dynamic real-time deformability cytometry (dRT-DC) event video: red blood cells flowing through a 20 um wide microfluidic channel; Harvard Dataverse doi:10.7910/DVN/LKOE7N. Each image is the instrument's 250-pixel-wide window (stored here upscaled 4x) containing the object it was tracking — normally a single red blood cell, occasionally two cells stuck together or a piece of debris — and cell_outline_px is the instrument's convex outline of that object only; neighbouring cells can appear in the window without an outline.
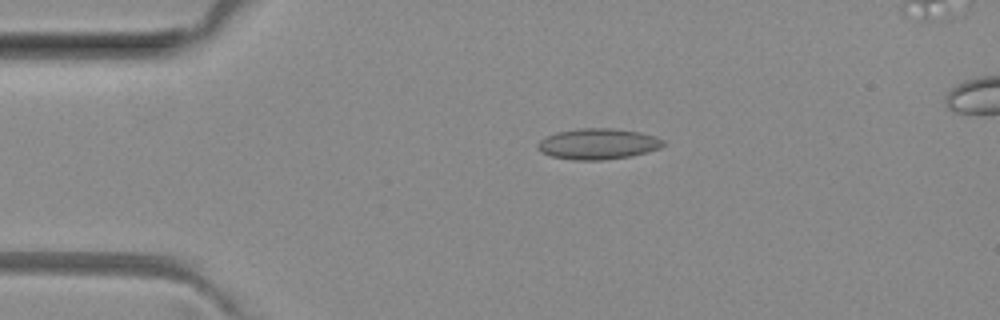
{"species": "common noctule bat (a hibernating species)", "species_latin": "Nyctalus noctula", "temperature_condition": "room temperature", "stored_images_in_passage": 49, "camera_frame_rate_fps": 3000, "um_per_image_px": 0.085, "animal": {"sex": "female", "body_mass_g": 29.2, "forearm_length_mm": 56.3}, "frame": {"image": 1, "passage_image": 10, "time_ms": 3.0, "image_size_px": [1000, 320], "cell_outline_px": [[664, 144], [660, 148], [648, 152], [632, 156], [604, 160], [572, 160], [552, 156], [536, 148], [536, 144], [540, 140], [556, 132], [580, 128], [616, 128], [640, 132], [656, 136], [664, 140]], "centroid_in_image_um": [50.86, 12.23], "position_along_channel_um": 34.1, "area_um2": 22.72}}
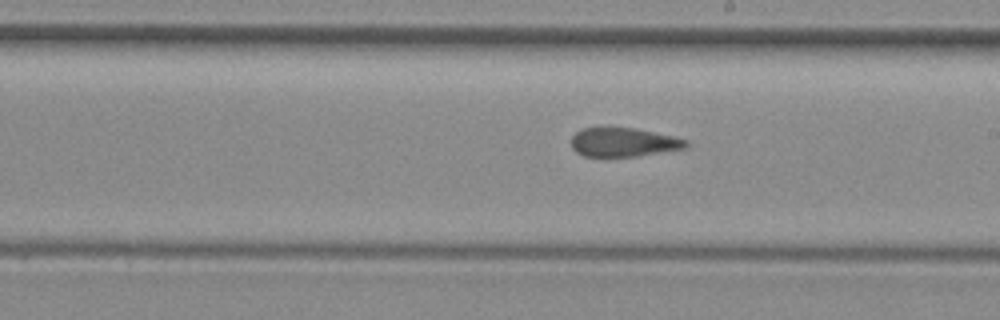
{"frame": {"image": 2, "passage_image": 28, "time_ms": 9.0, "image_size_px": [1000, 320], "cell_outline_px": [[688, 148], [636, 156], [584, 156], [576, 152], [572, 148], [572, 136], [580, 128], [636, 128], [672, 136], [688, 140]], "centroid_in_image_um": [53.01, 12.09], "position_along_channel_um": 236.0, "area_um2": 19.25}}
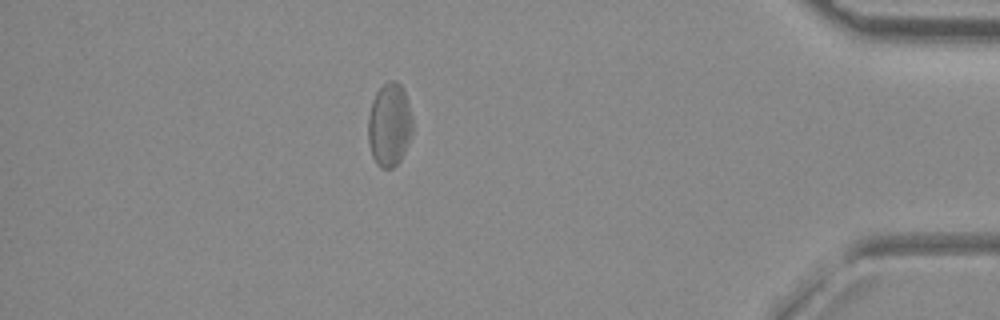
{"frame": {"image": 3, "passage_image": 44, "time_ms": 14.333, "image_size_px": [1000, 320], "cell_outline_px": [[412, 132], [404, 152], [400, 160], [392, 168], [380, 168], [376, 164], [372, 156], [368, 144], [368, 116], [372, 100], [376, 92], [388, 80], [396, 80], [400, 84], [404, 92], [408, 104], [412, 120]], "centroid_in_image_um": [33.07, 10.61], "position_along_channel_um": 402.1, "area_um2": 21.56}}